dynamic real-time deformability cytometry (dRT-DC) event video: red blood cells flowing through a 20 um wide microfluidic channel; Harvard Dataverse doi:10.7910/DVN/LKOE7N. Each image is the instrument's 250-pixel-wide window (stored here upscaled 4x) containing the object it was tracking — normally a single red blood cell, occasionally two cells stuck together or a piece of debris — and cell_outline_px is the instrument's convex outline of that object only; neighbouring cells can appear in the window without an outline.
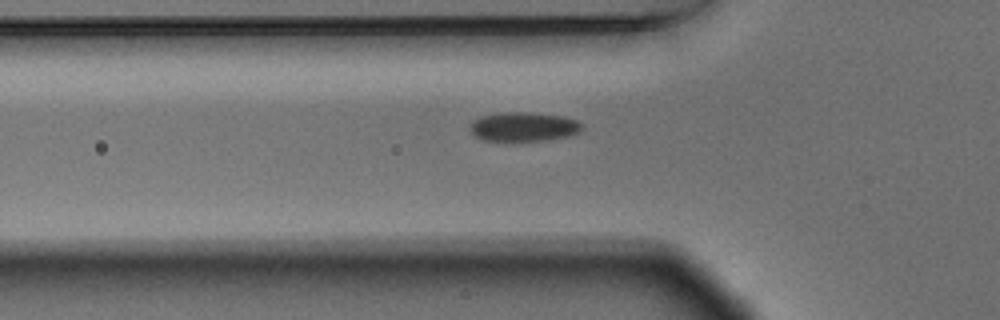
{"species": "Egyptian fruit bat (a non-hibernating species)", "species_latin": "Rousettus aegyptiacus", "temperature_condition": "warm", "stored_images_in_passage": 7, "segment_of_instrument_passage": [2, 2], "camera_frame_rate_fps": 3000, "um_per_image_px": 0.085, "animal": {"sex": "male"}, "frame": {"image": 1, "passage_image": 7, "time_ms": 2.0, "image_size_px": [1000, 320], "cell_outline_px": [[584, 128], [580, 132], [568, 136], [544, 140], [484, 140], [476, 136], [472, 132], [472, 124], [480, 116], [504, 112], [520, 112], [560, 116], [576, 120], [584, 124]], "centroid_in_image_um": [44.57, 10.77], "position_along_channel_um": 81.2, "area_um2": 18.55}}